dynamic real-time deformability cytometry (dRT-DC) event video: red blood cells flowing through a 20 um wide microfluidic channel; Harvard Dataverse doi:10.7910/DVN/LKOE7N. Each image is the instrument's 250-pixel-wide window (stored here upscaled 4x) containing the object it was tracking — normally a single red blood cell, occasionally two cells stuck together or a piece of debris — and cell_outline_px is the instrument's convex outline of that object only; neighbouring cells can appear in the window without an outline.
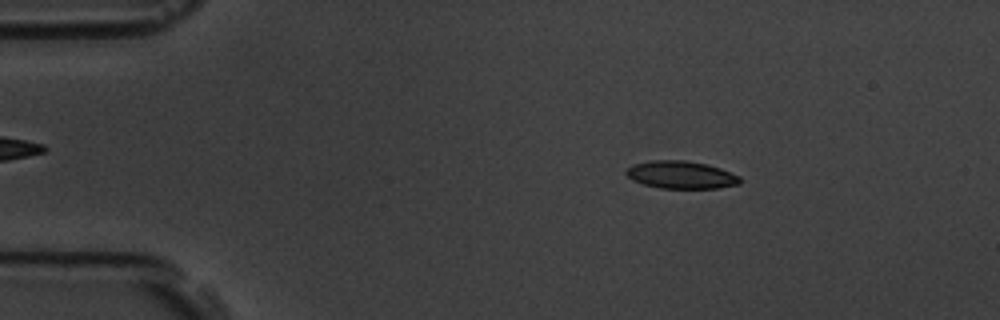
{"species": "common noctule bat (a hibernating species)", "species_latin": "Nyctalus noctula", "temperature_condition": "room temperature", "stored_images_in_passage": 57, "camera_frame_rate_fps": 3000, "um_per_image_px": 0.085, "animal": {"sex": "male", "body_mass_g": 19.5, "forearm_length_mm": 54.6}, "frame": {"image": 1, "passage_image": 9, "time_ms": 2.667, "image_size_px": [1000, 320], "cell_outline_px": [[740, 184], [716, 188], [660, 188], [644, 184], [632, 180], [624, 172], [632, 164], [652, 160], [684, 160], [704, 164], [720, 168], [740, 176]], "centroid_in_image_um": [57.87, 14.86], "position_along_channel_um": 27.1, "area_um2": 18.21}}
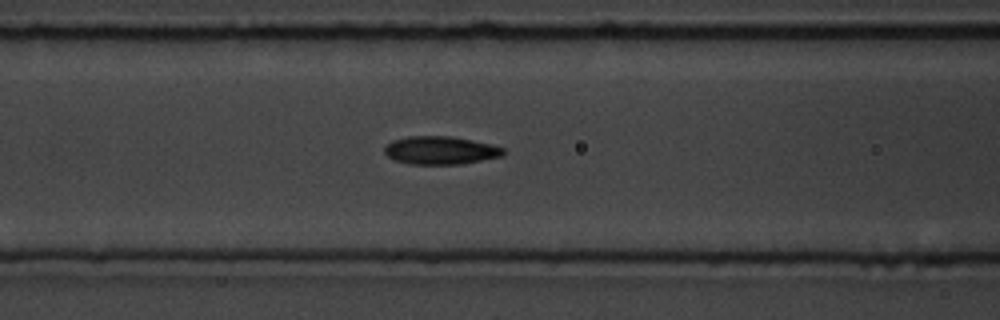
{"frame": {"image": 2, "passage_image": 23, "time_ms": 7.333, "image_size_px": [1000, 320], "cell_outline_px": [[504, 152], [500, 156], [460, 164], [408, 164], [396, 160], [388, 156], [384, 152], [384, 148], [392, 140], [408, 136], [448, 136], [488, 144], [504, 148]], "centroid_in_image_um": [37.37, 12.78], "position_along_channel_um": 129.2, "area_um2": 19.02}}
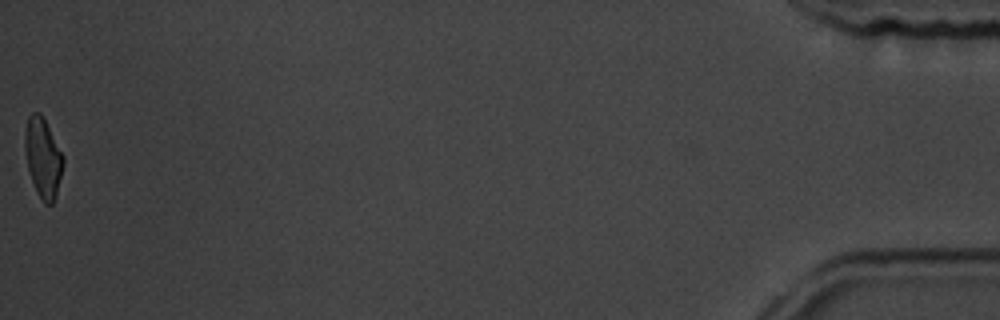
{"frame": {"image": 3, "passage_image": 57, "time_ms": 18.667, "image_size_px": [1000, 320], "cell_outline_px": [[64, 164], [56, 192], [52, 204], [44, 204], [32, 180], [28, 168], [24, 148], [24, 132], [28, 116], [32, 112], [40, 112], [64, 156]], "centroid_in_image_um": [3.64, 13.35], "position_along_channel_um": 431.6, "area_um2": 17.46}, "authors_computed_cell_mechanics": {"area_um2": 18.496, "velocity_mm_per_s": 3.5578, "shape_relaxation_time_tau1_ms": 2.9046, "shape_relaxation_time_tau2_ms": 3.3679, "deformation_change_tau1": 0.1258, "deformation_change_tau2": 0.1021}}